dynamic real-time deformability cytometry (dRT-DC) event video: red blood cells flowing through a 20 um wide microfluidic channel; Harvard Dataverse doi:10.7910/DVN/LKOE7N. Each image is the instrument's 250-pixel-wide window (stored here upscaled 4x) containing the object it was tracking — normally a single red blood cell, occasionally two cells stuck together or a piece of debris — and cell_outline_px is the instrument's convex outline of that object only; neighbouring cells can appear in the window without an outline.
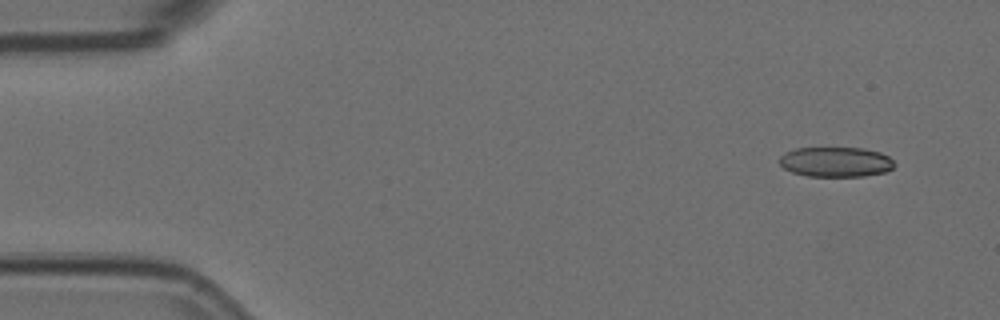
{"species": "Egyptian fruit bat (a non-hibernating species)", "species_latin": "Rousettus aegyptiacus", "temperature_condition": "room temperature", "stored_images_in_passage": 5, "camera_frame_rate_fps": 3000, "um_per_image_px": 0.085, "animal": {"sex": "female"}, "frame": {"image": 1, "passage_image": 1, "time_ms": 0.0, "image_size_px": [1000, 320], "cell_outline_px": [[896, 164], [892, 168], [884, 172], [864, 176], [808, 176], [792, 172], [784, 168], [780, 164], [780, 156], [784, 152], [796, 148], [864, 148], [880, 152], [888, 156]], "centroid_in_image_um": [71.04, 13.76], "position_along_channel_um": 14.0, "area_um2": 20.06}}
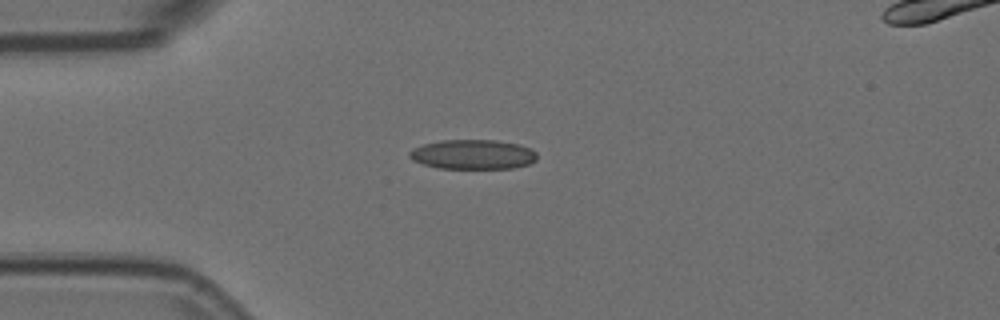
{"frame": {"image": 2, "passage_image": 3, "time_ms": 0.667, "image_size_px": [1000, 320], "cell_outline_px": [[536, 160], [528, 164], [512, 168], [436, 168], [412, 160], [408, 156], [408, 152], [412, 148], [424, 144], [440, 140], [496, 140], [520, 144], [532, 148], [536, 152]], "centroid_in_image_um": [40.19, 13.12], "position_along_channel_um": 44.8, "area_um2": 22.14}}
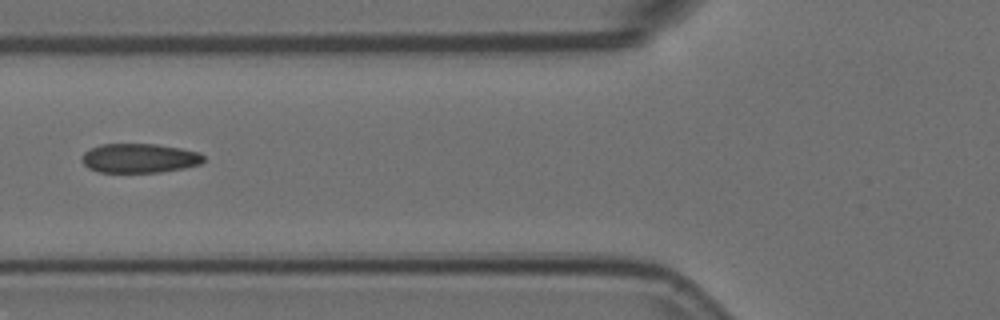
{"frame": {"image": 3, "passage_image": 5, "time_ms": 1.333, "image_size_px": [1000, 320], "cell_outline_px": [[204, 160], [200, 164], [184, 168], [160, 172], [100, 172], [88, 168], [80, 160], [84, 152], [100, 144], [156, 144], [180, 148], [200, 152], [204, 156]], "centroid_in_image_um": [11.85, 13.44], "position_along_channel_um": 113.9, "area_um2": 20.81}}